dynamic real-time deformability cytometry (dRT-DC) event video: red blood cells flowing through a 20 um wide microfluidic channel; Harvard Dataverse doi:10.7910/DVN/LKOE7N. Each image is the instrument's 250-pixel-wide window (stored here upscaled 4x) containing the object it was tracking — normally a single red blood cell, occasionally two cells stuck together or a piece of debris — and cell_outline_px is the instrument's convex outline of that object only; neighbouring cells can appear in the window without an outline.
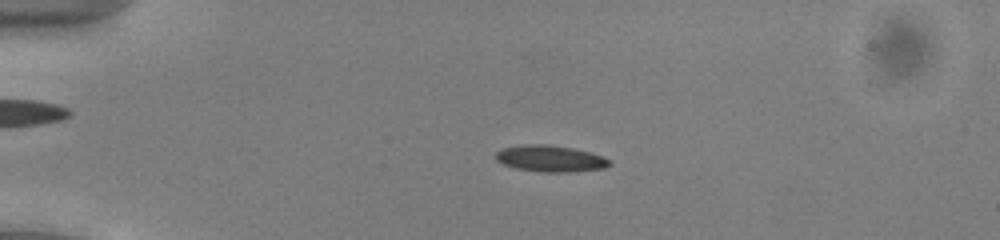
{"species": "common noctule bat (a hibernating species)", "species_latin": "Nyctalus noctula", "temperature_condition": "cold", "stored_images_in_passage": 52, "camera_frame_rate_fps": 3000, "um_per_image_px": 0.085, "animal": {"sex": "male", "body_mass_g": 13.0, "forearm_length_mm": 53.1}, "frame": {"image": 1, "passage_image": 12, "time_ms": 3.667, "image_size_px": [1000, 240], "cell_outline_px": [[612, 164], [604, 168], [572, 172], [544, 172], [516, 168], [504, 164], [496, 160], [496, 152], [500, 148], [524, 144], [544, 144], [572, 148], [604, 156], [612, 160]], "centroid_in_image_um": [46.8, 13.48], "position_along_channel_um": 38.2, "area_um2": 17.57}}
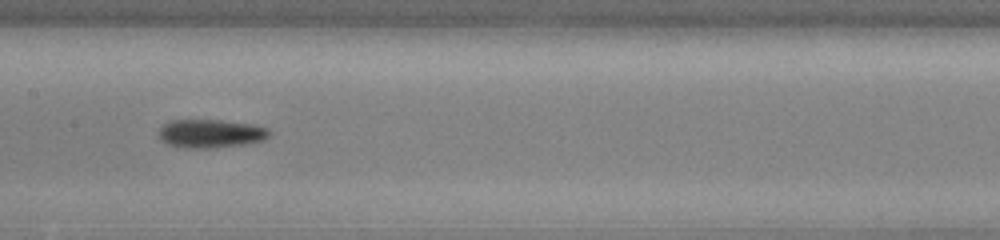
{"frame": {"image": 2, "passage_image": 27, "time_ms": 8.667, "image_size_px": [1000, 240], "cell_outline_px": [[272, 132], [264, 140], [244, 144], [208, 148], [180, 148], [168, 144], [160, 140], [160, 128], [168, 120], [220, 120], [256, 124], [268, 128]], "centroid_in_image_um": [17.92, 11.34], "position_along_channel_um": 189.5, "area_um2": 18.5}}
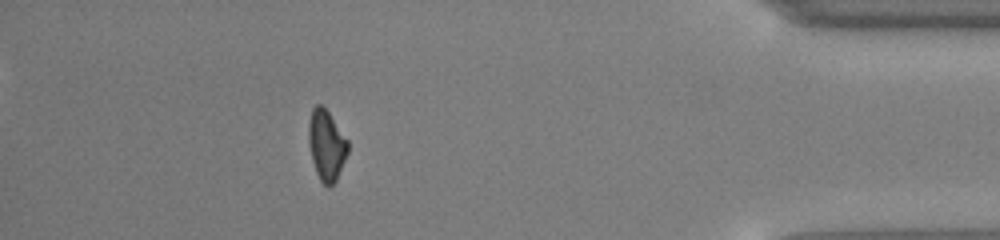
{"frame": {"image": 3, "passage_image": 47, "time_ms": 15.333, "image_size_px": [1000, 240], "cell_outline_px": [[348, 152], [336, 180], [328, 188], [320, 180], [316, 172], [312, 160], [308, 140], [308, 124], [312, 108], [316, 104], [320, 104], [328, 112], [348, 140]], "centroid_in_image_um": [27.74, 12.34], "position_along_channel_um": 407.5, "area_um2": 16.01}, "authors_computed_cell_mechanics": {"area_um2": 16.7909, "velocity_mm_per_s": 3.9267, "shape_relaxation_time_tau1_ms": 1.6907, "shape_relaxation_time_tau2_ms": null, "deformation_change_tau1": 0.0914, "deformation_change_tau2": null}}